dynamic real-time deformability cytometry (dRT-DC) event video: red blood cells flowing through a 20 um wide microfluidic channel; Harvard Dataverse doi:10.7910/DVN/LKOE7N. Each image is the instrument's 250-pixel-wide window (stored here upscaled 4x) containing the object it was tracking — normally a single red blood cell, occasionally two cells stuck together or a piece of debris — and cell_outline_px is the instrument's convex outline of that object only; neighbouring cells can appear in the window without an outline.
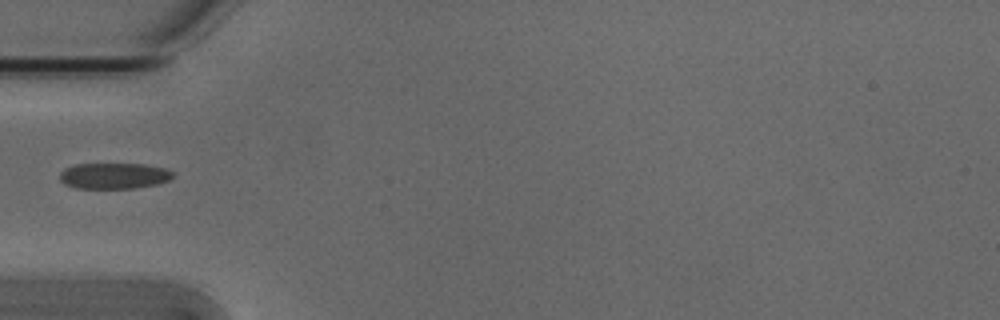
{"species": "Egyptian fruit bat (a non-hibernating species)", "species_latin": "Rousettus aegyptiacus", "temperature_condition": "cold", "stored_images_in_passage": 37, "camera_frame_rate_fps": 3000, "um_per_image_px": 0.085, "animal": {"sex": "male"}, "frame": {"image": 1, "passage_image": 1, "time_ms": 0.0, "image_size_px": [1000, 320], "cell_outline_px": [[176, 172], [168, 180], [156, 184], [136, 188], [76, 188], [64, 184], [60, 180], [60, 172], [64, 168], [72, 164], [144, 164], [164, 168]], "centroid_in_image_um": [9.66, 14.94], "position_along_channel_um": 75.3, "area_um2": 17.17}}
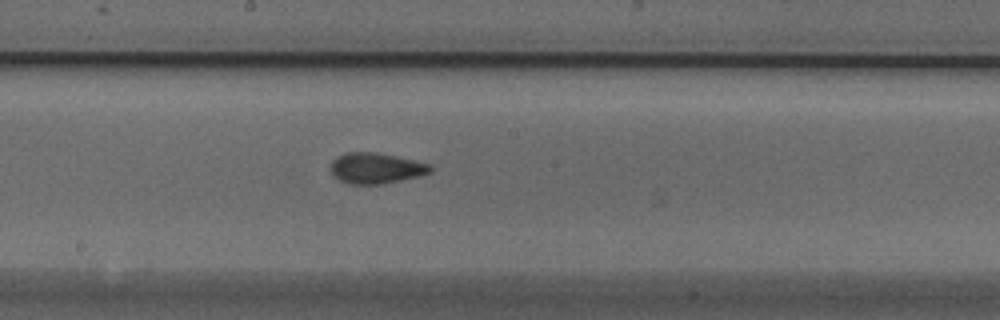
{"frame": {"image": 2, "passage_image": 12, "time_ms": 3.667, "image_size_px": [1000, 320], "cell_outline_px": [[432, 172], [420, 176], [380, 184], [348, 184], [332, 176], [332, 160], [336, 156], [344, 152], [376, 152], [396, 156], [428, 164], [432, 168]], "centroid_in_image_um": [31.92, 14.29], "position_along_channel_um": 216.3, "area_um2": 17.8}}
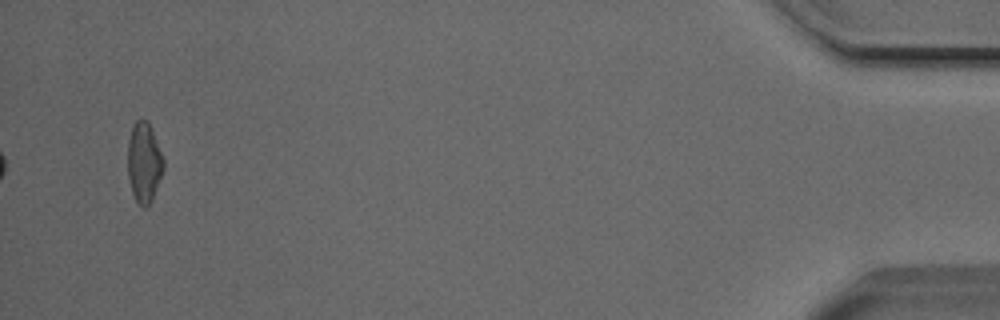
{"frame": {"image": 3, "passage_image": 35, "time_ms": 11.333, "image_size_px": [1000, 320], "cell_outline_px": [[164, 168], [152, 200], [148, 208], [144, 208], [136, 200], [132, 192], [128, 176], [128, 140], [132, 128], [136, 120], [140, 116], [148, 120], [164, 160]], "centroid_in_image_um": [12.24, 13.79], "position_along_channel_um": 423.0, "area_um2": 16.76}}